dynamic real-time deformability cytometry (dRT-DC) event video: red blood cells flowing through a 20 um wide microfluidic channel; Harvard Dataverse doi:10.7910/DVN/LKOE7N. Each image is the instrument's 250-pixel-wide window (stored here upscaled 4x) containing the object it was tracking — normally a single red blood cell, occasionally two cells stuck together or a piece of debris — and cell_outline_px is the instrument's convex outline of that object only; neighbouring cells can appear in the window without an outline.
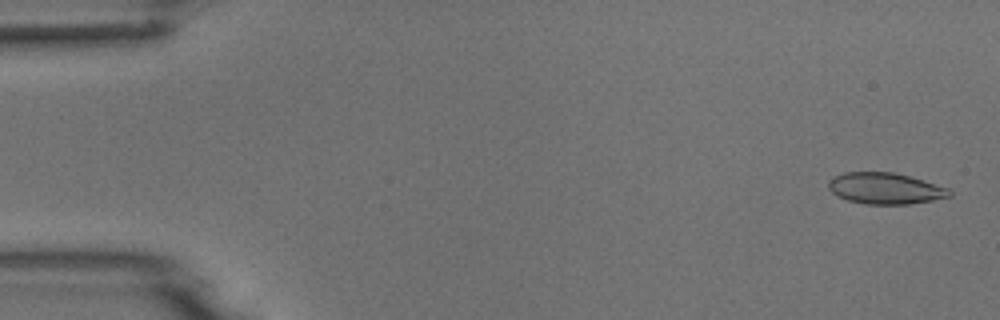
{"species": "common noctule bat (a hibernating species)", "species_latin": "Nyctalus noctula", "temperature_condition": "room temperature", "stored_images_in_passage": 53, "camera_frame_rate_fps": 3000, "um_per_image_px": 0.085, "animal": {"sex": "male", "body_mass_g": 18.8}, "frame": {"image": 1, "passage_image": 2, "time_ms": 0.333, "image_size_px": [1000, 320], "cell_outline_px": [[952, 196], [932, 200], [908, 204], [868, 204], [848, 200], [836, 196], [828, 188], [828, 180], [832, 176], [844, 172], [892, 172], [908, 176], [948, 188], [952, 192]], "centroid_in_image_um": [75.2, 16.01], "position_along_channel_um": 9.8, "area_um2": 21.96}}
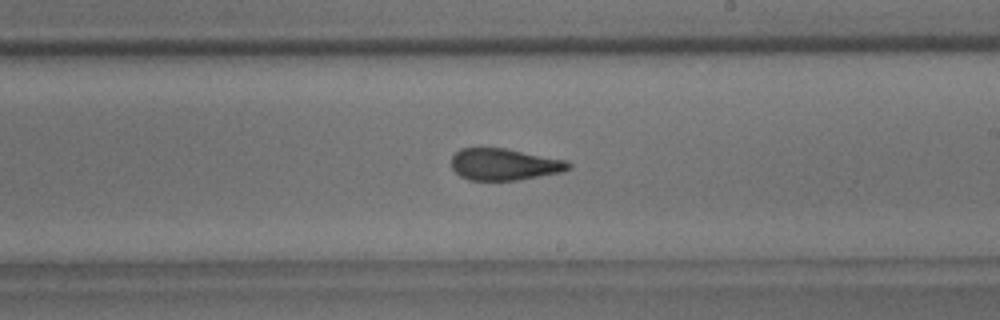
{"frame": {"image": 2, "passage_image": 31, "time_ms": 10.0, "image_size_px": [1000, 320], "cell_outline_px": [[572, 168], [564, 172], [516, 180], [468, 180], [460, 176], [452, 168], [452, 156], [460, 148], [504, 148], [568, 160], [572, 164]], "centroid_in_image_um": [42.91, 13.97], "position_along_channel_um": 246.1, "area_um2": 21.79}}
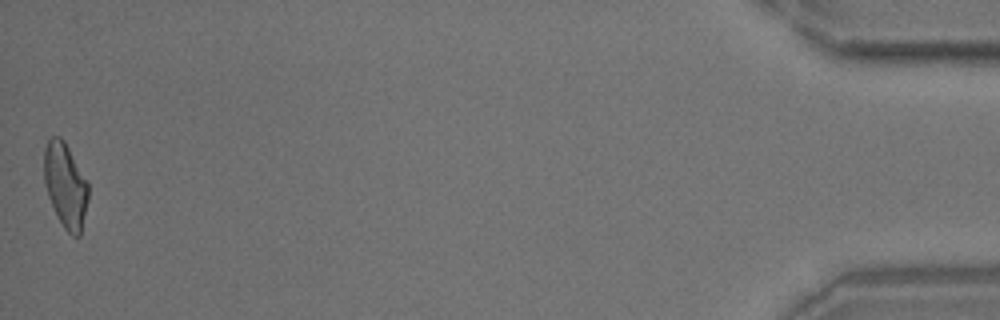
{"frame": {"image": 3, "passage_image": 53, "time_ms": 17.333, "image_size_px": [1000, 320], "cell_outline_px": [[88, 200], [80, 236], [72, 236], [64, 228], [56, 216], [48, 196], [44, 184], [44, 148], [48, 140], [52, 136], [60, 136], [64, 140], [88, 184]], "centroid_in_image_um": [5.54, 15.77], "position_along_channel_um": 429.7, "area_um2": 21.79}}